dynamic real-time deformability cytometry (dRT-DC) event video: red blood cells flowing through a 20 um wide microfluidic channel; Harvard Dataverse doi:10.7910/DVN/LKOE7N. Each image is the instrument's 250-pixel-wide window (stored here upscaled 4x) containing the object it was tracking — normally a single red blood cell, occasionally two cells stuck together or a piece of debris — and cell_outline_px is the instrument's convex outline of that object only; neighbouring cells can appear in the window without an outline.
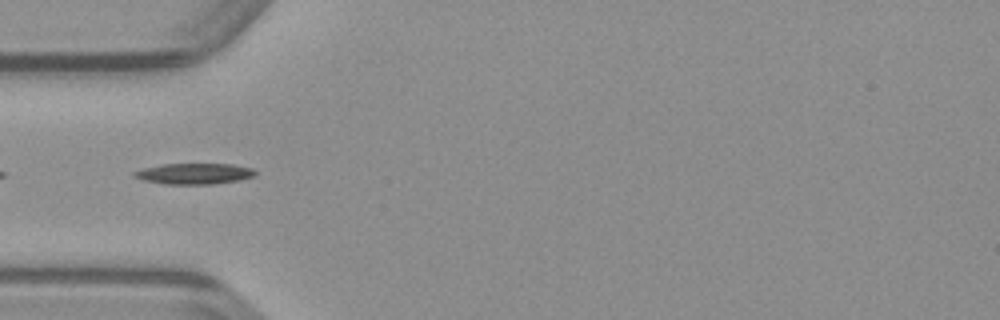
{"species": "common noctule bat (a hibernating species)", "species_latin": "Nyctalus noctula", "temperature_condition": "warm", "stored_images_in_passage": 37, "camera_frame_rate_fps": 3000, "um_per_image_px": 0.085, "animal": {"sex": "male", "body_mass_g": 23.1, "forearm_length_mm": 52.7}, "frame": {"image": 1, "passage_image": 3, "time_ms": 0.667, "image_size_px": [1000, 320], "cell_outline_px": [[256, 172], [252, 176], [236, 180], [212, 184], [164, 184], [144, 180], [132, 176], [132, 172], [144, 168], [160, 164], [232, 164], [252, 168]], "centroid_in_image_um": [16.44, 14.75], "position_along_channel_um": 68.6, "area_um2": 14.57}}
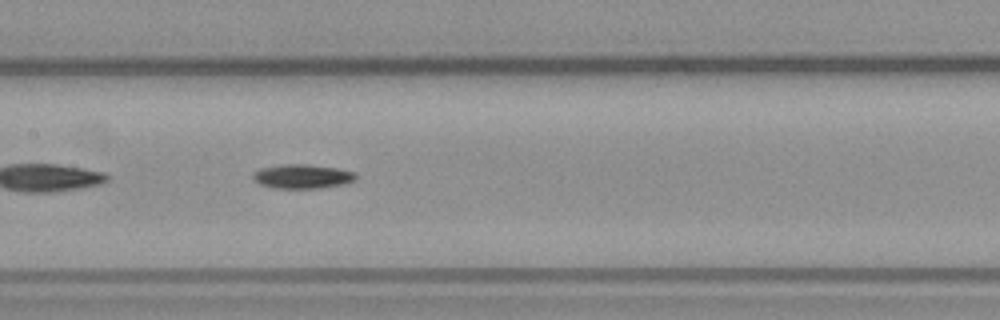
{"frame": {"image": 2, "passage_image": 11, "time_ms": 3.333, "image_size_px": [1000, 320], "cell_outline_px": [[356, 180], [348, 184], [320, 188], [272, 188], [260, 184], [252, 180], [252, 172], [260, 168], [280, 164], [308, 164], [340, 168], [356, 172]], "centroid_in_image_um": [25.71, 14.99], "position_along_channel_um": 181.7, "area_um2": 14.97}}
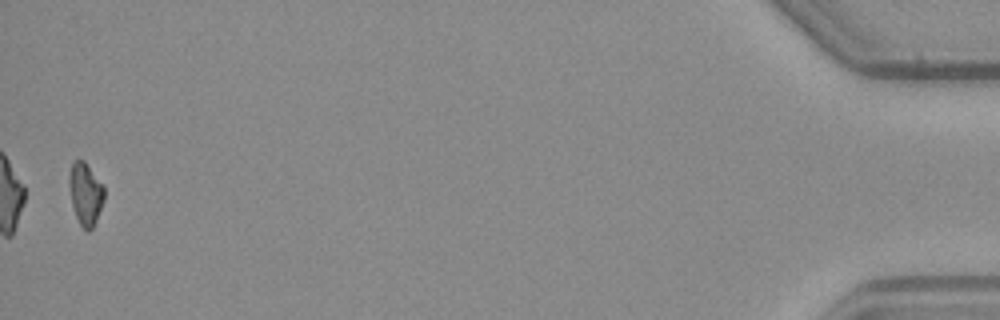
{"frame": {"image": 3, "passage_image": 36, "time_ms": 11.667, "image_size_px": [1000, 320], "cell_outline_px": [[104, 200], [96, 220], [92, 228], [88, 232], [80, 224], [76, 216], [72, 204], [68, 184], [68, 176], [72, 164], [76, 160], [84, 160], [104, 188]], "centroid_in_image_um": [7.25, 16.47], "position_along_channel_um": 428.0, "area_um2": 12.48}}